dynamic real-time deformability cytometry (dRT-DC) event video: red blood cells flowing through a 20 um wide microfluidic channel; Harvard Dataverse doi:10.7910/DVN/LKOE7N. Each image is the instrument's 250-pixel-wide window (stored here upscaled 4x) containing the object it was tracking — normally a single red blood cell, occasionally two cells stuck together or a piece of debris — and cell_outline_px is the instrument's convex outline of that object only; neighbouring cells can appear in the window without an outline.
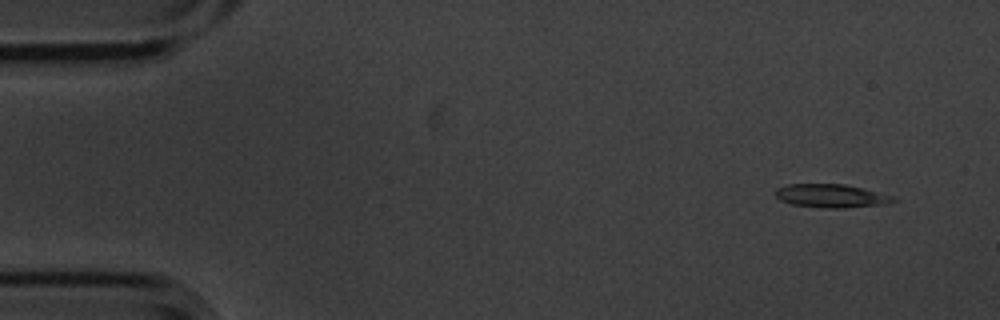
{"species": "common noctule bat (a hibernating species)", "species_latin": "Nyctalus noctula", "temperature_condition": "cold", "stored_images_in_passage": 6, "camera_frame_rate_fps": 3000, "um_per_image_px": 0.085, "animal": {"sex": "male", "body_mass_g": 20.1, "forearm_length_mm": 53.5}, "frame": {"image": 1, "passage_image": 2, "time_ms": 0.333, "image_size_px": [1000, 320], "cell_outline_px": [[896, 200], [884, 204], [844, 208], [820, 208], [792, 204], [780, 200], [772, 192], [776, 188], [788, 184], [844, 184], [864, 188], [892, 196]], "centroid_in_image_um": [70.59, 16.64], "position_along_channel_um": 14.4, "area_um2": 16.13}}
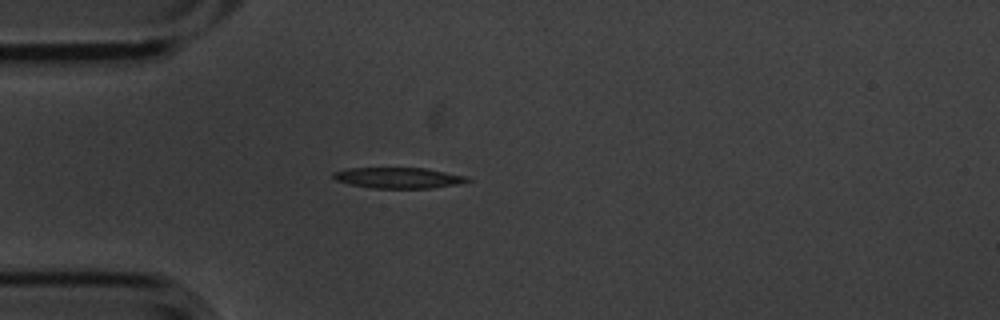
{"frame": {"image": 2, "passage_image": 5, "time_ms": 1.333, "image_size_px": [1000, 320], "cell_outline_px": [[472, 180], [456, 184], [432, 188], [372, 188], [352, 184], [336, 180], [332, 176], [332, 172], [348, 168], [424, 168], [468, 176]], "centroid_in_image_um": [33.87, 15.11], "position_along_channel_um": 51.1, "area_um2": 16.13}}